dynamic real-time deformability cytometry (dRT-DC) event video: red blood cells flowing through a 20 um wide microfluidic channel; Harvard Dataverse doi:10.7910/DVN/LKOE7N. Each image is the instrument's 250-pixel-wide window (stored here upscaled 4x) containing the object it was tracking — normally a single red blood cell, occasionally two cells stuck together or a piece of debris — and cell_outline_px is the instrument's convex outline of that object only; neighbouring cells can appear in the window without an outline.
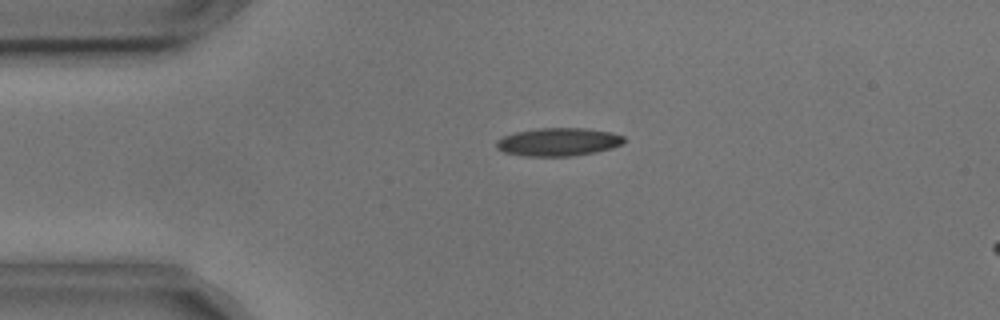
{"species": "common noctule bat (a hibernating species)", "species_latin": "Nyctalus noctula", "temperature_condition": "cold", "stored_images_in_passage": 2, "segment_of_instrument_passage": [1, 2], "camera_frame_rate_fps": 3000, "um_per_image_px": 0.085, "animal": {"sex": "male", "body_mass_g": 17.9, "forearm_length_mm": 54.2}, "frame": {"image": 1, "passage_image": 1, "time_ms": 0.0, "image_size_px": [1000, 320], "cell_outline_px": [[624, 144], [612, 148], [596, 152], [572, 156], [524, 156], [504, 152], [496, 148], [496, 140], [504, 136], [516, 132], [540, 128], [584, 128], [612, 132], [624, 136]], "centroid_in_image_um": [47.48, 12.07], "position_along_channel_um": 37.5, "area_um2": 20.98}}